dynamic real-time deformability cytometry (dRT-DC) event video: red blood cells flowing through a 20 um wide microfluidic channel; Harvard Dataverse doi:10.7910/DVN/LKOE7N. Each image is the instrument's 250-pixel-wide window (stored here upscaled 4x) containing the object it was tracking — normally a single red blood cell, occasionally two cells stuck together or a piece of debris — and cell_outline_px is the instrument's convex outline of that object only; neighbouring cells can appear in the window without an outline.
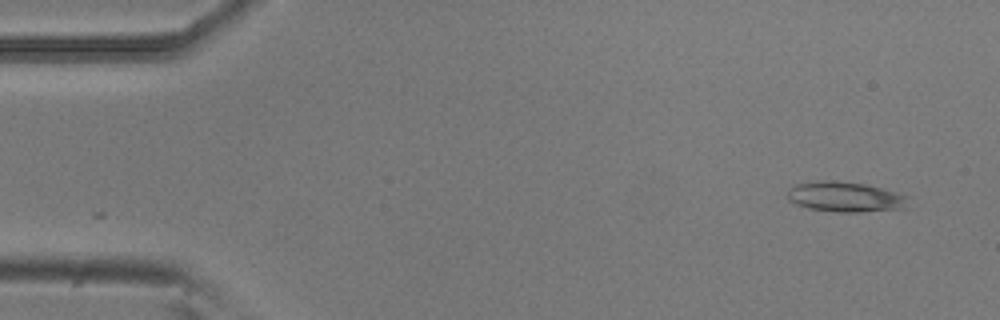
{"species": "common noctule bat (a hibernating species)", "species_latin": "Nyctalus noctula", "temperature_condition": "room temperature", "stored_images_in_passage": 3, "camera_frame_rate_fps": 3000, "um_per_image_px": 0.085, "animal": {"sex": "male", "body_mass_g": 20.5, "forearm_length_mm": 52.5}, "frame": {"image": 1, "passage_image": 3, "time_ms": 0.667, "image_size_px": [1000, 320], "cell_outline_px": [[908, 196], [904, 208], [860, 212], [840, 212], [808, 208], [796, 204], [788, 200], [788, 192], [792, 184], [820, 180], [828, 180], [864, 184], [880, 188]], "centroid_in_image_um": [71.78, 16.73], "position_along_channel_um": 13.2, "area_um2": 20.98}}